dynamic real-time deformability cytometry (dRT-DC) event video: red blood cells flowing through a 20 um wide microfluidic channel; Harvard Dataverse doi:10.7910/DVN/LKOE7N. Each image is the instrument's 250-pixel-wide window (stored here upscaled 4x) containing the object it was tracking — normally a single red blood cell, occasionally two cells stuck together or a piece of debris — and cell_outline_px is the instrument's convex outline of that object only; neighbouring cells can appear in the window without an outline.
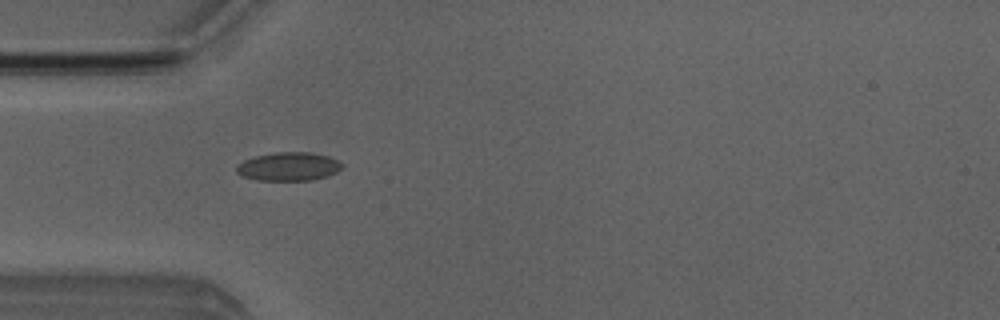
{"species": "Egyptian fruit bat (a non-hibernating species)", "species_latin": "Rousettus aegyptiacus", "temperature_condition": "room temperature", "stored_images_in_passage": 6, "camera_frame_rate_fps": 3000, "um_per_image_px": 0.085, "animal": {"sex": "male"}, "frame": {"image": 1, "passage_image": 4, "time_ms": 3.333, "image_size_px": [1000, 320], "cell_outline_px": [[344, 164], [336, 172], [328, 176], [312, 180], [256, 180], [244, 176], [236, 172], [236, 164], [244, 160], [256, 156], [276, 152], [312, 152], [328, 156], [340, 160]], "centroid_in_image_um": [24.55, 14.15], "position_along_channel_um": 60.4, "area_um2": 17.63}}
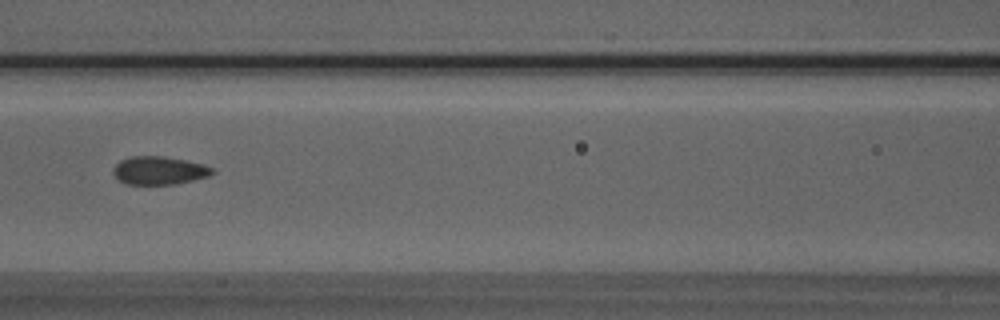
{"frame": {"image": 2, "passage_image": 6, "time_ms": 5.667, "image_size_px": [1000, 320], "cell_outline_px": [[216, 172], [208, 176], [176, 184], [124, 184], [112, 172], [112, 168], [120, 160], [132, 156], [164, 156], [204, 164], [212, 168]], "centroid_in_image_um": [13.52, 14.49], "position_along_channel_um": 153.1, "area_um2": 16.24}}